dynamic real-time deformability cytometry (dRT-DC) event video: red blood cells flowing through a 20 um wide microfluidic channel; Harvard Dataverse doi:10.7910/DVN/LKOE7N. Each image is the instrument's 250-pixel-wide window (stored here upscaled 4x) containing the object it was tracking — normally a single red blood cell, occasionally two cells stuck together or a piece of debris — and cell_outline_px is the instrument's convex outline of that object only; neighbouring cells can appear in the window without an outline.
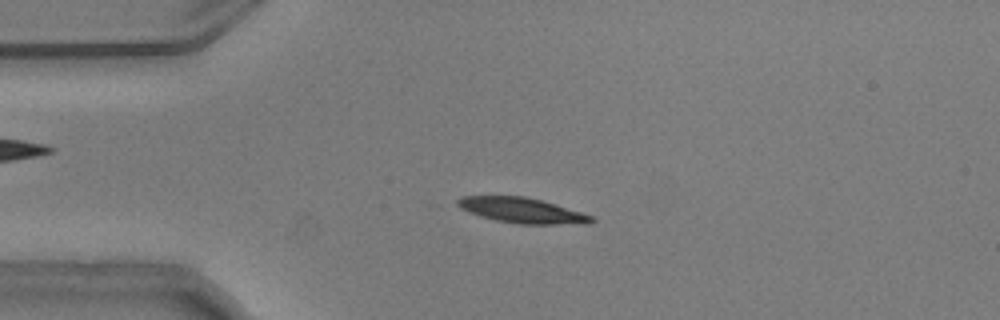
{"species": "common noctule bat (a hibernating species)", "species_latin": "Nyctalus noctula", "temperature_condition": "warm", "stored_images_in_passage": 53, "camera_frame_rate_fps": 3000, "um_per_image_px": 0.085, "animal": {"sex": "male", "body_mass_g": 20.5, "forearm_length_mm": 52.5}, "frame": {"image": 1, "passage_image": 12, "time_ms": 3.667, "image_size_px": [1000, 320], "cell_outline_px": [[596, 220], [588, 224], [520, 224], [496, 220], [480, 216], [468, 212], [460, 208], [456, 204], [456, 200], [460, 196], [524, 196], [540, 200], [596, 216]], "centroid_in_image_um": [44.39, 17.89], "position_along_channel_um": 40.6, "area_um2": 19.83}}
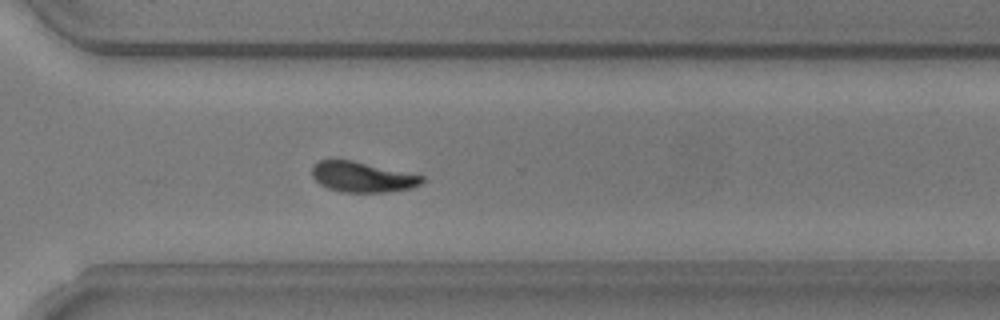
{"frame": {"image": 2, "passage_image": 38, "time_ms": 12.333, "image_size_px": [1000, 320], "cell_outline_px": [[424, 180], [420, 184], [412, 188], [392, 192], [340, 192], [328, 188], [320, 184], [312, 176], [312, 168], [320, 160], [352, 160], [424, 176]], "centroid_in_image_um": [30.81, 15.06], "position_along_channel_um": 339.8, "area_um2": 19.36}}
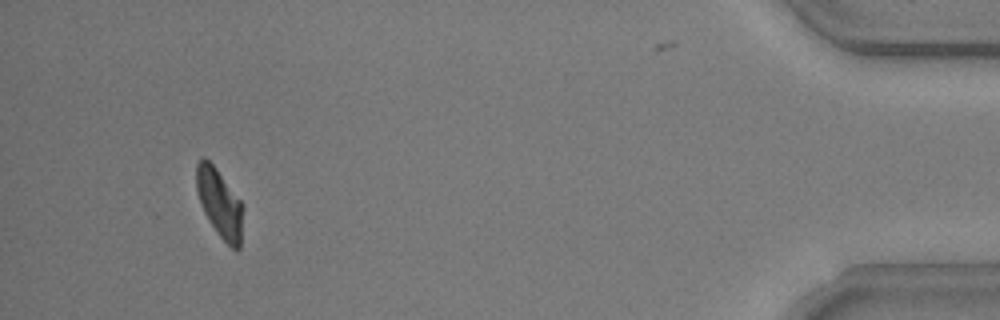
{"frame": {"image": 3, "passage_image": 50, "time_ms": 16.333, "image_size_px": [1000, 320], "cell_outline_px": [[244, 208], [240, 248], [232, 248], [216, 232], [208, 220], [204, 212], [196, 192], [196, 164], [204, 156], [216, 168], [244, 204]], "centroid_in_image_um": [18.68, 17.26], "position_along_channel_um": 416.5, "area_um2": 18.73}, "authors_computed_cell_mechanics": {"area_um2": 19.7098, "velocity_mm_per_s": 3.7342, "shape_relaxation_time_tau1_ms": 3.3225, "shape_relaxation_time_tau2_ms": 2.5713, "deformation_change_tau1": 0.1423, "deformation_change_tau2": 0.0704}}